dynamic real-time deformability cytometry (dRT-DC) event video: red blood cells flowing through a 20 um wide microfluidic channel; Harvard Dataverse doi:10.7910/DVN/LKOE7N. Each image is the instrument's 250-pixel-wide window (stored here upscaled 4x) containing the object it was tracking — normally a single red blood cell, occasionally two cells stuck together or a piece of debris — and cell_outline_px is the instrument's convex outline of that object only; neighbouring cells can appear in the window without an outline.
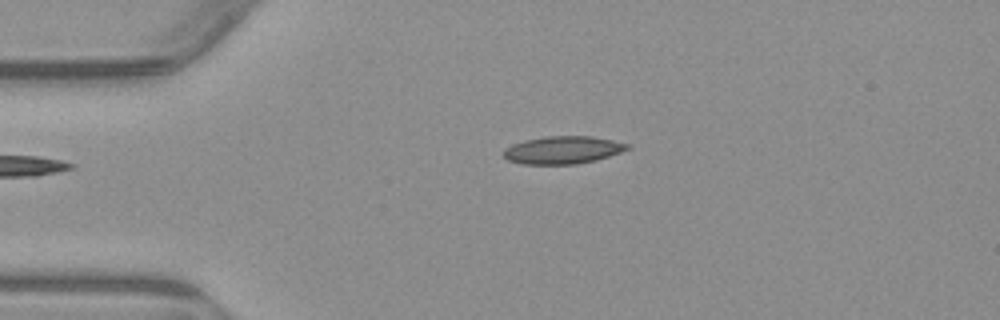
{"species": "common noctule bat (a hibernating species)", "species_latin": "Nyctalus noctula", "temperature_condition": "warm", "stored_images_in_passage": 3, "camera_frame_rate_fps": 3000, "um_per_image_px": 0.085, "animal": {"sex": "male", "body_mass_g": 23.1, "forearm_length_mm": 52.7}, "frame": {"image": 1, "passage_image": 3, "time_ms": 2.333, "image_size_px": [1000, 320], "cell_outline_px": [[632, 148], [596, 160], [576, 164], [524, 164], [508, 160], [500, 152], [504, 148], [512, 144], [524, 140], [544, 136], [592, 136], [632, 144]], "centroid_in_image_um": [47.83, 12.74], "position_along_channel_um": 37.2, "area_um2": 20.17}}